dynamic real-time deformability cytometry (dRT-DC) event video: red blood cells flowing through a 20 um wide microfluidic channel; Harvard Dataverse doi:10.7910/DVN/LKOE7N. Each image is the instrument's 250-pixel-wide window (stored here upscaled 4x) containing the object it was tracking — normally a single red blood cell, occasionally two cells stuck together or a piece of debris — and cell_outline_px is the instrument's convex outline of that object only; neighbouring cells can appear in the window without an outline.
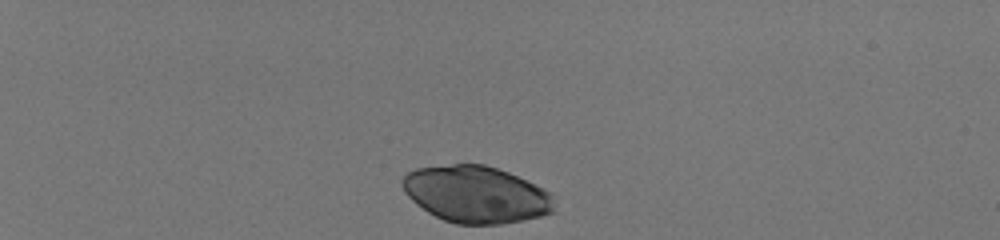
{"species": "human", "species_latin": "Homo sapiens", "temperature_condition": "room temperature", "stored_images_in_passage": 36, "camera_frame_rate_fps": 3000, "um_per_image_px": 0.085, "donor": {"sex": "male"}, "frame": {"image": 1, "passage_image": 1, "time_ms": 0.0, "image_size_px": [1000, 240], "cell_outline_px": [[556, 212], [524, 220], [500, 224], [456, 224], [444, 220], [428, 212], [416, 204], [404, 192], [400, 184], [400, 180], [408, 172], [416, 168], [452, 164], [484, 164], [508, 172], [544, 188], [552, 192]], "centroid_in_image_um": [40.48, 16.52], "position_along_channel_um": 44.5, "area_um2": 50.63}}
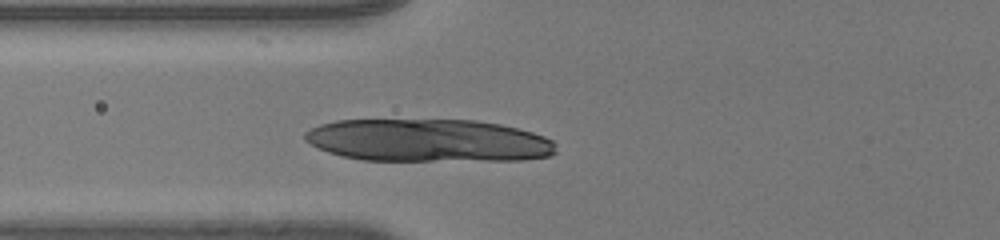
{"frame": {"image": 2, "passage_image": 11, "time_ms": 3.333, "image_size_px": [1000, 240], "cell_outline_px": [[556, 152], [552, 156], [524, 160], [364, 160], [344, 156], [328, 152], [304, 140], [304, 132], [320, 124], [336, 120], [476, 120], [500, 124], [532, 132], [544, 136], [552, 140], [556, 144]], "centroid_in_image_um": [36.44, 11.94], "position_along_channel_um": 89.4, "area_um2": 62.6}}
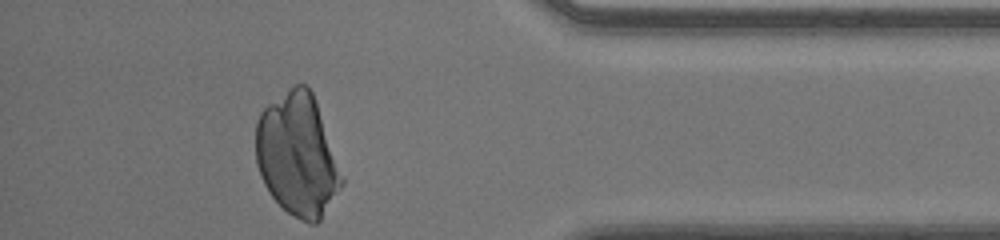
{"frame": {"image": 3, "passage_image": 36, "time_ms": 11.667, "image_size_px": [1000, 240], "cell_outline_px": [[344, 184], [320, 220], [316, 224], [308, 224], [300, 220], [288, 212], [272, 196], [264, 184], [260, 176], [256, 164], [256, 120], [260, 112], [268, 104], [288, 88], [296, 84], [304, 84], [312, 92], [344, 176]], "centroid_in_image_um": [25.29, 13.19], "position_along_channel_um": 409.9, "area_um2": 61.27}}